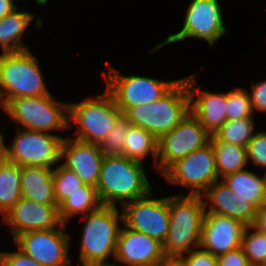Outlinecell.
Here are the masks:
<instances>
[{
	"instance_id": "6da1fadb",
	"label": "cell",
	"mask_w": 266,
	"mask_h": 266,
	"mask_svg": "<svg viewBox=\"0 0 266 266\" xmlns=\"http://www.w3.org/2000/svg\"><path fill=\"white\" fill-rule=\"evenodd\" d=\"M145 166L125 156H104L96 185L102 205L122 207L153 190Z\"/></svg>"
},
{
	"instance_id": "52a82bcc",
	"label": "cell",
	"mask_w": 266,
	"mask_h": 266,
	"mask_svg": "<svg viewBox=\"0 0 266 266\" xmlns=\"http://www.w3.org/2000/svg\"><path fill=\"white\" fill-rule=\"evenodd\" d=\"M121 115L122 112L106 88L101 94L69 103L68 126L69 129L76 127L71 137L100 145Z\"/></svg>"
},
{
	"instance_id": "44dd1931",
	"label": "cell",
	"mask_w": 266,
	"mask_h": 266,
	"mask_svg": "<svg viewBox=\"0 0 266 266\" xmlns=\"http://www.w3.org/2000/svg\"><path fill=\"white\" fill-rule=\"evenodd\" d=\"M22 197L44 205H57L53 188V169L40 166L21 167Z\"/></svg>"
},
{
	"instance_id": "30bf717a",
	"label": "cell",
	"mask_w": 266,
	"mask_h": 266,
	"mask_svg": "<svg viewBox=\"0 0 266 266\" xmlns=\"http://www.w3.org/2000/svg\"><path fill=\"white\" fill-rule=\"evenodd\" d=\"M65 136L16 127V134L6 145V160L18 166H40L53 169L61 163Z\"/></svg>"
},
{
	"instance_id": "277c9868",
	"label": "cell",
	"mask_w": 266,
	"mask_h": 266,
	"mask_svg": "<svg viewBox=\"0 0 266 266\" xmlns=\"http://www.w3.org/2000/svg\"><path fill=\"white\" fill-rule=\"evenodd\" d=\"M2 111L8 116L7 121L17 123V128L54 135L69 130V103L55 99L52 94L10 99Z\"/></svg>"
},
{
	"instance_id": "74e56055",
	"label": "cell",
	"mask_w": 266,
	"mask_h": 266,
	"mask_svg": "<svg viewBox=\"0 0 266 266\" xmlns=\"http://www.w3.org/2000/svg\"><path fill=\"white\" fill-rule=\"evenodd\" d=\"M16 1L19 0H0V19L4 18L18 8V5L15 4Z\"/></svg>"
},
{
	"instance_id": "7a4b0ae2",
	"label": "cell",
	"mask_w": 266,
	"mask_h": 266,
	"mask_svg": "<svg viewBox=\"0 0 266 266\" xmlns=\"http://www.w3.org/2000/svg\"><path fill=\"white\" fill-rule=\"evenodd\" d=\"M83 230L80 235L78 266L113 263L117 239L123 226V214L119 206H104L80 216ZM112 259V261L110 260Z\"/></svg>"
},
{
	"instance_id": "603a6c76",
	"label": "cell",
	"mask_w": 266,
	"mask_h": 266,
	"mask_svg": "<svg viewBox=\"0 0 266 266\" xmlns=\"http://www.w3.org/2000/svg\"><path fill=\"white\" fill-rule=\"evenodd\" d=\"M231 191H234L257 209L266 205V175L248 168L222 178Z\"/></svg>"
},
{
	"instance_id": "d4e9b609",
	"label": "cell",
	"mask_w": 266,
	"mask_h": 266,
	"mask_svg": "<svg viewBox=\"0 0 266 266\" xmlns=\"http://www.w3.org/2000/svg\"><path fill=\"white\" fill-rule=\"evenodd\" d=\"M123 144L124 150L122 156L141 163L146 162L145 160L151 156L152 161L154 160L153 168H156L158 139L152 133L141 127L131 125L127 130Z\"/></svg>"
},
{
	"instance_id": "83f0119b",
	"label": "cell",
	"mask_w": 266,
	"mask_h": 266,
	"mask_svg": "<svg viewBox=\"0 0 266 266\" xmlns=\"http://www.w3.org/2000/svg\"><path fill=\"white\" fill-rule=\"evenodd\" d=\"M254 117L226 121L213 135L210 141H226L246 147L256 133Z\"/></svg>"
},
{
	"instance_id": "1f68e13d",
	"label": "cell",
	"mask_w": 266,
	"mask_h": 266,
	"mask_svg": "<svg viewBox=\"0 0 266 266\" xmlns=\"http://www.w3.org/2000/svg\"><path fill=\"white\" fill-rule=\"evenodd\" d=\"M132 124L122 114L114 123L112 130L99 145L104 156H122L127 130Z\"/></svg>"
},
{
	"instance_id": "f35d334b",
	"label": "cell",
	"mask_w": 266,
	"mask_h": 266,
	"mask_svg": "<svg viewBox=\"0 0 266 266\" xmlns=\"http://www.w3.org/2000/svg\"><path fill=\"white\" fill-rule=\"evenodd\" d=\"M158 266H187L182 256H165Z\"/></svg>"
},
{
	"instance_id": "5b68a950",
	"label": "cell",
	"mask_w": 266,
	"mask_h": 266,
	"mask_svg": "<svg viewBox=\"0 0 266 266\" xmlns=\"http://www.w3.org/2000/svg\"><path fill=\"white\" fill-rule=\"evenodd\" d=\"M32 51L0 53V108L17 97L51 94Z\"/></svg>"
},
{
	"instance_id": "b9f144b4",
	"label": "cell",
	"mask_w": 266,
	"mask_h": 266,
	"mask_svg": "<svg viewBox=\"0 0 266 266\" xmlns=\"http://www.w3.org/2000/svg\"><path fill=\"white\" fill-rule=\"evenodd\" d=\"M87 266H118L114 262L113 263H101V264H89Z\"/></svg>"
},
{
	"instance_id": "2e32d148",
	"label": "cell",
	"mask_w": 266,
	"mask_h": 266,
	"mask_svg": "<svg viewBox=\"0 0 266 266\" xmlns=\"http://www.w3.org/2000/svg\"><path fill=\"white\" fill-rule=\"evenodd\" d=\"M164 257L162 243L123 224L116 244V265L158 266Z\"/></svg>"
},
{
	"instance_id": "d6a6232c",
	"label": "cell",
	"mask_w": 266,
	"mask_h": 266,
	"mask_svg": "<svg viewBox=\"0 0 266 266\" xmlns=\"http://www.w3.org/2000/svg\"><path fill=\"white\" fill-rule=\"evenodd\" d=\"M248 164L256 169H264L266 173V130L256 132L246 146Z\"/></svg>"
},
{
	"instance_id": "e575fe53",
	"label": "cell",
	"mask_w": 266,
	"mask_h": 266,
	"mask_svg": "<svg viewBox=\"0 0 266 266\" xmlns=\"http://www.w3.org/2000/svg\"><path fill=\"white\" fill-rule=\"evenodd\" d=\"M187 266H218L216 256L200 247L182 255Z\"/></svg>"
},
{
	"instance_id": "d6986e66",
	"label": "cell",
	"mask_w": 266,
	"mask_h": 266,
	"mask_svg": "<svg viewBox=\"0 0 266 266\" xmlns=\"http://www.w3.org/2000/svg\"><path fill=\"white\" fill-rule=\"evenodd\" d=\"M104 155L97 144L87 143L71 135L63 139L61 164L75 172L85 184L96 187Z\"/></svg>"
},
{
	"instance_id": "ffe728a7",
	"label": "cell",
	"mask_w": 266,
	"mask_h": 266,
	"mask_svg": "<svg viewBox=\"0 0 266 266\" xmlns=\"http://www.w3.org/2000/svg\"><path fill=\"white\" fill-rule=\"evenodd\" d=\"M205 213L228 216L246 226L254 225L258 209L234 191L222 179L215 181L202 194Z\"/></svg>"
},
{
	"instance_id": "cb8c5ba5",
	"label": "cell",
	"mask_w": 266,
	"mask_h": 266,
	"mask_svg": "<svg viewBox=\"0 0 266 266\" xmlns=\"http://www.w3.org/2000/svg\"><path fill=\"white\" fill-rule=\"evenodd\" d=\"M101 206L96 187L84 184L58 206L59 218L63 224H69L72 218L96 211Z\"/></svg>"
},
{
	"instance_id": "5bb4252c",
	"label": "cell",
	"mask_w": 266,
	"mask_h": 266,
	"mask_svg": "<svg viewBox=\"0 0 266 266\" xmlns=\"http://www.w3.org/2000/svg\"><path fill=\"white\" fill-rule=\"evenodd\" d=\"M211 134L191 112L171 131L158 139L156 171L162 175L173 163L204 147Z\"/></svg>"
},
{
	"instance_id": "ba28073f",
	"label": "cell",
	"mask_w": 266,
	"mask_h": 266,
	"mask_svg": "<svg viewBox=\"0 0 266 266\" xmlns=\"http://www.w3.org/2000/svg\"><path fill=\"white\" fill-rule=\"evenodd\" d=\"M222 8L220 0H190L185 9L182 28L176 33H169L163 41L150 49L151 52L191 38L206 41L212 50L215 43L229 31L224 24Z\"/></svg>"
},
{
	"instance_id": "e0dca14e",
	"label": "cell",
	"mask_w": 266,
	"mask_h": 266,
	"mask_svg": "<svg viewBox=\"0 0 266 266\" xmlns=\"http://www.w3.org/2000/svg\"><path fill=\"white\" fill-rule=\"evenodd\" d=\"M245 227L228 216L205 213L199 247L216 257L240 248Z\"/></svg>"
},
{
	"instance_id": "7c38bea8",
	"label": "cell",
	"mask_w": 266,
	"mask_h": 266,
	"mask_svg": "<svg viewBox=\"0 0 266 266\" xmlns=\"http://www.w3.org/2000/svg\"><path fill=\"white\" fill-rule=\"evenodd\" d=\"M67 225L62 223L55 229L27 231L12 242L42 266H74L69 255L71 235L64 231Z\"/></svg>"
},
{
	"instance_id": "d590c367",
	"label": "cell",
	"mask_w": 266,
	"mask_h": 266,
	"mask_svg": "<svg viewBox=\"0 0 266 266\" xmlns=\"http://www.w3.org/2000/svg\"><path fill=\"white\" fill-rule=\"evenodd\" d=\"M251 90L248 91L254 112L266 113V80L251 81Z\"/></svg>"
},
{
	"instance_id": "3957f363",
	"label": "cell",
	"mask_w": 266,
	"mask_h": 266,
	"mask_svg": "<svg viewBox=\"0 0 266 266\" xmlns=\"http://www.w3.org/2000/svg\"><path fill=\"white\" fill-rule=\"evenodd\" d=\"M170 227L163 243L165 256H182L200 246L205 206L202 195L169 196Z\"/></svg>"
},
{
	"instance_id": "9a60e30c",
	"label": "cell",
	"mask_w": 266,
	"mask_h": 266,
	"mask_svg": "<svg viewBox=\"0 0 266 266\" xmlns=\"http://www.w3.org/2000/svg\"><path fill=\"white\" fill-rule=\"evenodd\" d=\"M0 222L8 225L7 232L11 234L12 240L27 231L55 229L62 224L58 205H44L24 197L0 218Z\"/></svg>"
},
{
	"instance_id": "4316f807",
	"label": "cell",
	"mask_w": 266,
	"mask_h": 266,
	"mask_svg": "<svg viewBox=\"0 0 266 266\" xmlns=\"http://www.w3.org/2000/svg\"><path fill=\"white\" fill-rule=\"evenodd\" d=\"M21 198V167L5 160L0 164V215L8 213Z\"/></svg>"
},
{
	"instance_id": "ac0fdd59",
	"label": "cell",
	"mask_w": 266,
	"mask_h": 266,
	"mask_svg": "<svg viewBox=\"0 0 266 266\" xmlns=\"http://www.w3.org/2000/svg\"><path fill=\"white\" fill-rule=\"evenodd\" d=\"M197 74L193 73L182 77L190 96V112L198 122L213 135L226 121V92H212L201 90L195 80Z\"/></svg>"
},
{
	"instance_id": "8992f818",
	"label": "cell",
	"mask_w": 266,
	"mask_h": 266,
	"mask_svg": "<svg viewBox=\"0 0 266 266\" xmlns=\"http://www.w3.org/2000/svg\"><path fill=\"white\" fill-rule=\"evenodd\" d=\"M190 113V96L186 81H180L161 99L130 107L123 115L136 127L157 139L173 130Z\"/></svg>"
},
{
	"instance_id": "f1b7e54d",
	"label": "cell",
	"mask_w": 266,
	"mask_h": 266,
	"mask_svg": "<svg viewBox=\"0 0 266 266\" xmlns=\"http://www.w3.org/2000/svg\"><path fill=\"white\" fill-rule=\"evenodd\" d=\"M241 247L251 266H261L266 262V232L254 225L246 226Z\"/></svg>"
},
{
	"instance_id": "f546056e",
	"label": "cell",
	"mask_w": 266,
	"mask_h": 266,
	"mask_svg": "<svg viewBox=\"0 0 266 266\" xmlns=\"http://www.w3.org/2000/svg\"><path fill=\"white\" fill-rule=\"evenodd\" d=\"M85 183L73 171L67 169L62 164L53 168V188L56 203L59 206L70 194L80 190Z\"/></svg>"
},
{
	"instance_id": "60d3db41",
	"label": "cell",
	"mask_w": 266,
	"mask_h": 266,
	"mask_svg": "<svg viewBox=\"0 0 266 266\" xmlns=\"http://www.w3.org/2000/svg\"><path fill=\"white\" fill-rule=\"evenodd\" d=\"M0 130V160H6V145H7V139L5 138V135Z\"/></svg>"
},
{
	"instance_id": "ab89813d",
	"label": "cell",
	"mask_w": 266,
	"mask_h": 266,
	"mask_svg": "<svg viewBox=\"0 0 266 266\" xmlns=\"http://www.w3.org/2000/svg\"><path fill=\"white\" fill-rule=\"evenodd\" d=\"M254 226L259 230L266 232V205L258 209Z\"/></svg>"
},
{
	"instance_id": "7402d4cb",
	"label": "cell",
	"mask_w": 266,
	"mask_h": 266,
	"mask_svg": "<svg viewBox=\"0 0 266 266\" xmlns=\"http://www.w3.org/2000/svg\"><path fill=\"white\" fill-rule=\"evenodd\" d=\"M28 10L19 7L12 13L0 19V49L1 53L21 52L31 49L24 42L23 36L32 21L37 17Z\"/></svg>"
},
{
	"instance_id": "9c48e42d",
	"label": "cell",
	"mask_w": 266,
	"mask_h": 266,
	"mask_svg": "<svg viewBox=\"0 0 266 266\" xmlns=\"http://www.w3.org/2000/svg\"><path fill=\"white\" fill-rule=\"evenodd\" d=\"M105 64L108 71L102 72L106 89L112 94L117 107L124 114L130 107L150 104L161 99L179 81V79L160 80L139 74L123 75L109 61Z\"/></svg>"
},
{
	"instance_id": "8d00e7d4",
	"label": "cell",
	"mask_w": 266,
	"mask_h": 266,
	"mask_svg": "<svg viewBox=\"0 0 266 266\" xmlns=\"http://www.w3.org/2000/svg\"><path fill=\"white\" fill-rule=\"evenodd\" d=\"M218 266H251L242 247L217 257Z\"/></svg>"
},
{
	"instance_id": "8fae6325",
	"label": "cell",
	"mask_w": 266,
	"mask_h": 266,
	"mask_svg": "<svg viewBox=\"0 0 266 266\" xmlns=\"http://www.w3.org/2000/svg\"><path fill=\"white\" fill-rule=\"evenodd\" d=\"M161 176L170 185L184 187L187 195H202L219 180L212 142L177 160Z\"/></svg>"
},
{
	"instance_id": "4fadbf2b",
	"label": "cell",
	"mask_w": 266,
	"mask_h": 266,
	"mask_svg": "<svg viewBox=\"0 0 266 266\" xmlns=\"http://www.w3.org/2000/svg\"><path fill=\"white\" fill-rule=\"evenodd\" d=\"M152 191L121 207L123 224L163 244L170 227L169 196L156 198Z\"/></svg>"
},
{
	"instance_id": "836d02e7",
	"label": "cell",
	"mask_w": 266,
	"mask_h": 266,
	"mask_svg": "<svg viewBox=\"0 0 266 266\" xmlns=\"http://www.w3.org/2000/svg\"><path fill=\"white\" fill-rule=\"evenodd\" d=\"M13 251H0V266H42L20 249Z\"/></svg>"
},
{
	"instance_id": "4dcf8cb0",
	"label": "cell",
	"mask_w": 266,
	"mask_h": 266,
	"mask_svg": "<svg viewBox=\"0 0 266 266\" xmlns=\"http://www.w3.org/2000/svg\"><path fill=\"white\" fill-rule=\"evenodd\" d=\"M255 112L250 101L248 91L243 87H235L227 91L226 119L227 121L247 117H255Z\"/></svg>"
},
{
	"instance_id": "484cf974",
	"label": "cell",
	"mask_w": 266,
	"mask_h": 266,
	"mask_svg": "<svg viewBox=\"0 0 266 266\" xmlns=\"http://www.w3.org/2000/svg\"><path fill=\"white\" fill-rule=\"evenodd\" d=\"M215 154V166L219 179L248 168L246 147L226 141H211Z\"/></svg>"
}]
</instances>
